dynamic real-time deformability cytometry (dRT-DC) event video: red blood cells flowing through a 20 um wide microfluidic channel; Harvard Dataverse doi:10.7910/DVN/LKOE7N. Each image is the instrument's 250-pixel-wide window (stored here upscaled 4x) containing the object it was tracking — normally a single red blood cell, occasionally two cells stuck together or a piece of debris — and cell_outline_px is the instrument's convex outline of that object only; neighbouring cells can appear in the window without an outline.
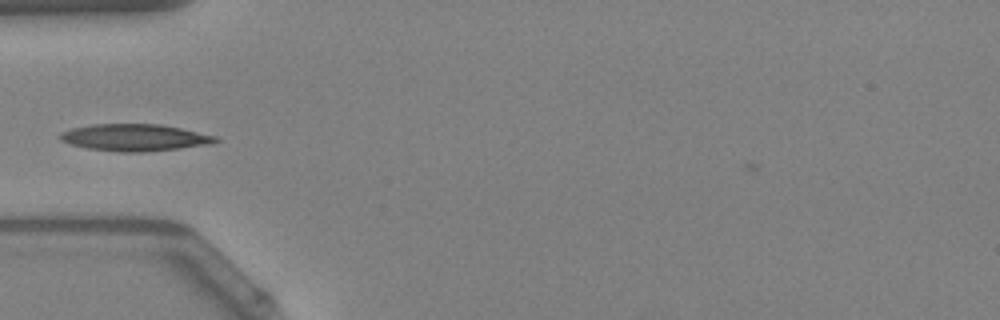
{"species": "Egyptian fruit bat (a non-hibernating species)", "species_latin": "Rousettus aegyptiacus", "temperature_condition": "warm", "stored_images_in_passage": 35, "camera_frame_rate_fps": 3000, "um_per_image_px": 0.085, "animal": {"sex": "female"}, "frame": {"image": 1, "passage_image": 1, "time_ms": 0.0, "image_size_px": [1000, 320], "cell_outline_px": [[220, 140], [212, 144], [180, 148], [144, 152], [116, 152], [88, 148], [72, 144], [60, 140], [60, 132], [72, 128], [92, 124], [160, 124], [180, 128], [216, 136]], "centroid_in_image_um": [11.46, 11.69], "position_along_channel_um": 73.5, "area_um2": 24.33}}
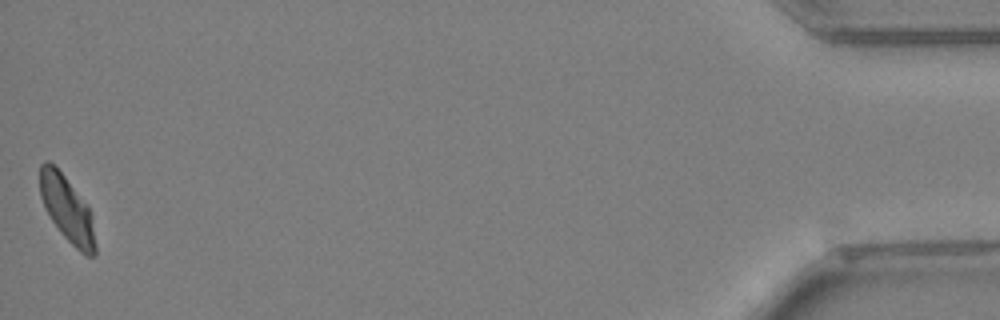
{"frame": {"image": 2, "passage_image": 35, "time_ms": 11.333, "image_size_px": [1000, 320], "cell_outline_px": [[96, 256], [84, 256], [60, 232], [44, 208], [40, 196], [40, 164], [44, 160], [48, 160], [64, 176], [88, 204], [92, 212], [96, 244]], "centroid_in_image_um": [5.73, 17.8], "position_along_channel_um": 429.5, "area_um2": 21.5}}